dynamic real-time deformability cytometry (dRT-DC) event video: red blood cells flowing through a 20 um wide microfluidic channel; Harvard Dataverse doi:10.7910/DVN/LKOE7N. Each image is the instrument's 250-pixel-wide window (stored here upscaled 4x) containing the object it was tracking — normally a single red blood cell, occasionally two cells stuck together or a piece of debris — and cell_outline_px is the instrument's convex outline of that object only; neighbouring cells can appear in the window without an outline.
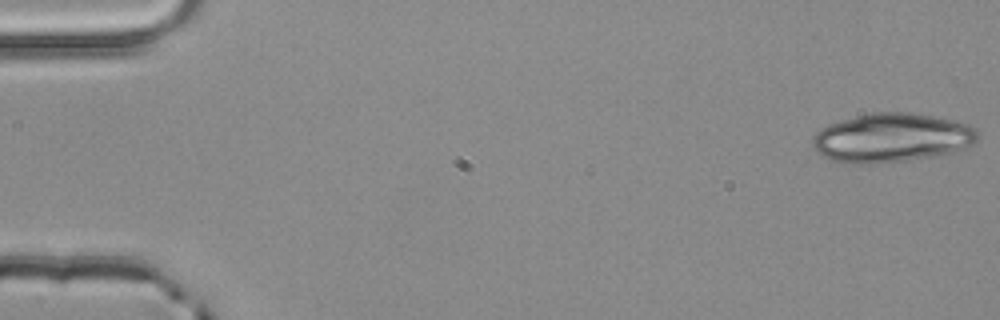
{"species": "common noctule bat (a hibernating species)", "species_latin": "Nyctalus noctula", "temperature_condition": "room temperature", "stored_images_in_passage": 3, "camera_frame_rate_fps": 3000, "um_per_image_px": 0.085, "animal": {"sex": "male", "body_mass_g": 20.4}, "frame": {"image": 1, "passage_image": 1, "time_ms": 0.0, "image_size_px": [1000, 320], "cell_outline_px": [[980, 136], [972, 144], [948, 156], [872, 164], [852, 164], [832, 160], [824, 156], [812, 144], [812, 136], [820, 128], [828, 124], [872, 112], [908, 112], [956, 120], [968, 124], [976, 128]], "centroid_in_image_um": [75.86, 11.73], "position_along_channel_um": 9.1, "area_um2": 47.74}}